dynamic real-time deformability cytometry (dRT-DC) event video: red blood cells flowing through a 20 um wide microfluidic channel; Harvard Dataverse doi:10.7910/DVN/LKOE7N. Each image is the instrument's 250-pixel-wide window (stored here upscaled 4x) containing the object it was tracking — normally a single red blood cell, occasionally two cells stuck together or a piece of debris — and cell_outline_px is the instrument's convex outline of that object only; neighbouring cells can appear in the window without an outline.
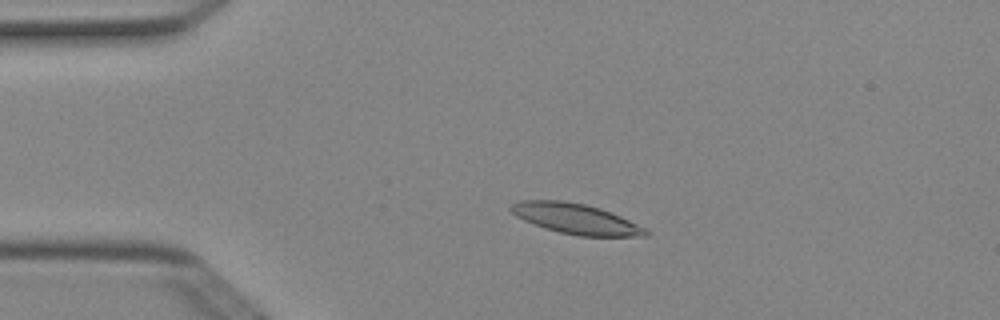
{"species": "Egyptian fruit bat (a non-hibernating species)", "species_latin": "Rousettus aegyptiacus", "temperature_condition": "cold", "stored_images_in_passage": 3, "camera_frame_rate_fps": 3000, "um_per_image_px": 0.085, "animal": {"sex": "female"}, "frame": {"image": 1, "passage_image": 2, "time_ms": 0.333, "image_size_px": [1000, 320], "cell_outline_px": [[652, 232], [648, 236], [576, 236], [544, 228], [524, 220], [516, 216], [508, 208], [512, 204], [520, 200], [564, 200], [584, 204], [600, 208], [620, 216], [648, 228]], "centroid_in_image_um": [48.98, 18.6], "position_along_channel_um": 36.0, "area_um2": 23.99}}